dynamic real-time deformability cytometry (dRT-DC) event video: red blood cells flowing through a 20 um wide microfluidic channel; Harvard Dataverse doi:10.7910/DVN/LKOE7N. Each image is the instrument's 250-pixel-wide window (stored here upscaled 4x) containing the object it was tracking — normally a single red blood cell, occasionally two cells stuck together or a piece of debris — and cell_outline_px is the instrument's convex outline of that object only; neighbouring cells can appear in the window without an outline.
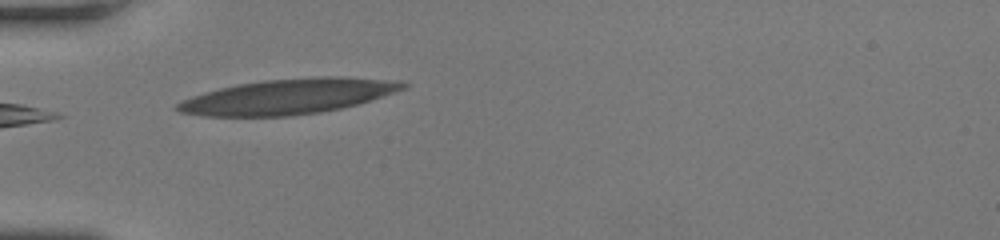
{"species": "human", "species_latin": "Homo sapiens", "temperature_condition": "room temperature", "stored_images_in_passage": 22, "camera_frame_rate_fps": 3000, "um_per_image_px": 0.085, "donor": {"sex": "female"}, "frame": {"image": 1, "passage_image": 1, "time_ms": 0.0, "image_size_px": [1000, 240], "cell_outline_px": [[408, 84], [404, 88], [396, 92], [356, 104], [340, 108], [320, 112], [292, 116], [204, 116], [180, 112], [172, 108], [176, 104], [192, 96], [204, 92], [220, 88], [240, 84], [264, 80], [324, 76], [336, 76], [400, 80]], "centroid_in_image_um": [24.5, 8.2], "position_along_channel_um": 60.5, "area_um2": 46.07}}